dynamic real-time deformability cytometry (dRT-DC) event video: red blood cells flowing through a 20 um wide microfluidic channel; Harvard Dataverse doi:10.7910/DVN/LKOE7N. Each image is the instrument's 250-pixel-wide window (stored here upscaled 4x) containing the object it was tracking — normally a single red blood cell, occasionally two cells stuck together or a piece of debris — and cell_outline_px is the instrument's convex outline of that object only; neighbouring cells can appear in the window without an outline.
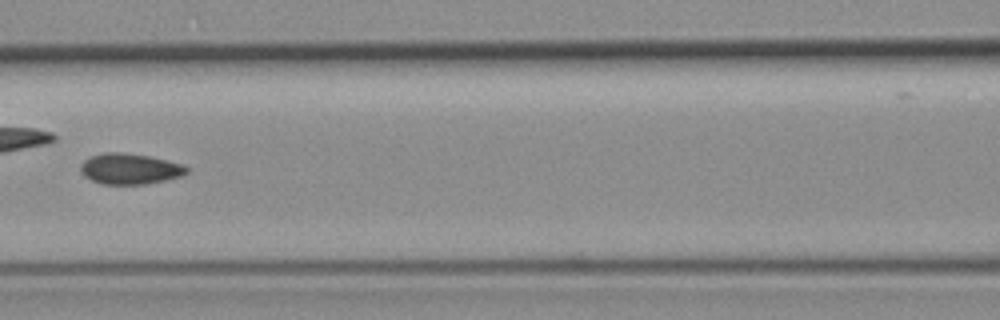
{"species": "common noctule bat (a hibernating species)", "species_latin": "Nyctalus noctula", "temperature_condition": "room temperature", "stored_images_in_passage": 6, "camera_frame_rate_fps": 3000, "um_per_image_px": 0.085, "animal": {"sex": "female", "body_mass_g": 19.3, "forearm_length_mm": 54.1}, "frame": {"image": 1, "passage_image": 5, "time_ms": 4.667, "image_size_px": [1000, 320], "cell_outline_px": [[188, 172], [180, 176], [148, 184], [100, 184], [84, 176], [80, 172], [80, 164], [84, 160], [92, 156], [104, 152], [120, 152], [148, 156], [168, 160], [184, 164], [188, 168]], "centroid_in_image_um": [11.02, 14.35], "position_along_channel_um": 155.6, "area_um2": 19.07}}
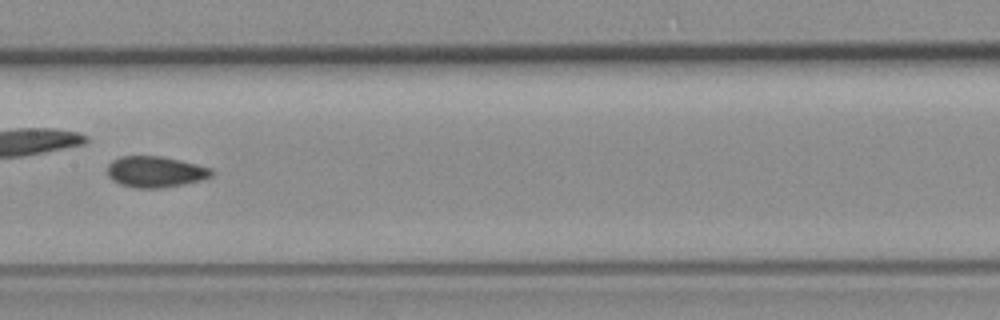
{"frame": {"image": 2, "passage_image": 6, "time_ms": 5.667, "image_size_px": [1000, 320], "cell_outline_px": [[216, 172], [212, 176], [200, 180], [184, 184], [160, 188], [136, 188], [120, 184], [112, 180], [108, 176], [108, 164], [112, 160], [120, 156], [160, 156], [180, 160], [212, 168]], "centroid_in_image_um": [13.21, 14.6], "position_along_channel_um": 194.2, "area_um2": 18.96}}